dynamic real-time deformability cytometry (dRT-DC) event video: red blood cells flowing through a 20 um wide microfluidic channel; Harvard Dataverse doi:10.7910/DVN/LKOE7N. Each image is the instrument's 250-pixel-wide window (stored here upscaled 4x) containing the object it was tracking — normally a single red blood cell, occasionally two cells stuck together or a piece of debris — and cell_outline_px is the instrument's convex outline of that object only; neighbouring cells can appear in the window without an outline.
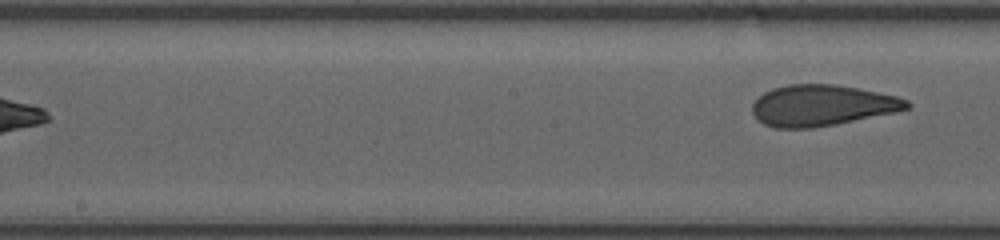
{"species": "human", "species_latin": "Homo sapiens", "temperature_condition": "room temperature", "stored_images_in_passage": 14, "segment_of_instrument_passage": [2, 2], "camera_frame_rate_fps": 3000, "um_per_image_px": 0.085, "donor": {"sex": "female"}, "frame": {"image": 1, "passage_image": 14, "time_ms": 10.333, "image_size_px": [1000, 240], "cell_outline_px": [[912, 104], [908, 108], [892, 112], [836, 124], [812, 128], [776, 128], [764, 124], [752, 112], [752, 104], [764, 92], [772, 88], [788, 84], [836, 84], [896, 96], [908, 100]], "centroid_in_image_um": [69.84, 8.95], "position_along_channel_um": 178.4, "area_um2": 36.59}}